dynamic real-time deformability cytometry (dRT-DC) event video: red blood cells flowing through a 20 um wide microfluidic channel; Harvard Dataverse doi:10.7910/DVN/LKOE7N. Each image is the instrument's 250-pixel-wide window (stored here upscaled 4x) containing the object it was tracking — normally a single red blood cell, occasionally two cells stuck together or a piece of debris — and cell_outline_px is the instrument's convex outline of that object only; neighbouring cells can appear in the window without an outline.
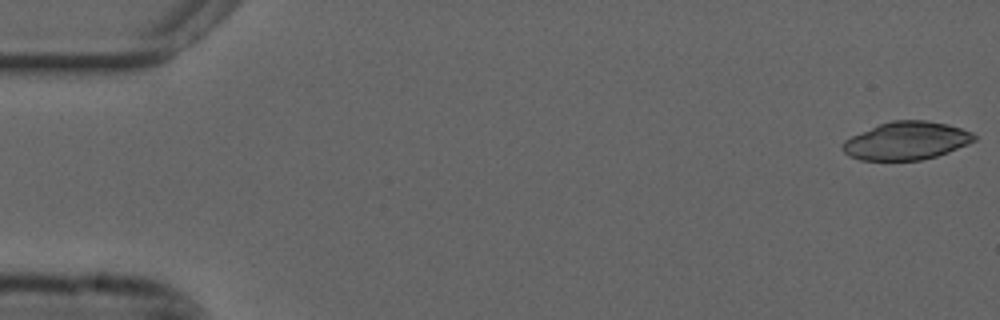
{"species": "common noctule bat (a hibernating species)", "species_latin": "Nyctalus noctula", "temperature_condition": "cold", "stored_images_in_passage": 54, "camera_frame_rate_fps": 3000, "um_per_image_px": 0.085, "animal": {"sex": "male", "forearm_length_mm": 52.5}, "frame": {"image": 1, "passage_image": 1, "time_ms": 0.0, "image_size_px": [1000, 320], "cell_outline_px": [[976, 140], [968, 144], [948, 152], [936, 156], [920, 160], [860, 160], [848, 156], [840, 148], [840, 144], [844, 140], [852, 136], [880, 124], [892, 120], [924, 120], [948, 124], [972, 132], [976, 136]], "centroid_in_image_um": [77.03, 11.97], "position_along_channel_um": 8.0, "area_um2": 29.13}}